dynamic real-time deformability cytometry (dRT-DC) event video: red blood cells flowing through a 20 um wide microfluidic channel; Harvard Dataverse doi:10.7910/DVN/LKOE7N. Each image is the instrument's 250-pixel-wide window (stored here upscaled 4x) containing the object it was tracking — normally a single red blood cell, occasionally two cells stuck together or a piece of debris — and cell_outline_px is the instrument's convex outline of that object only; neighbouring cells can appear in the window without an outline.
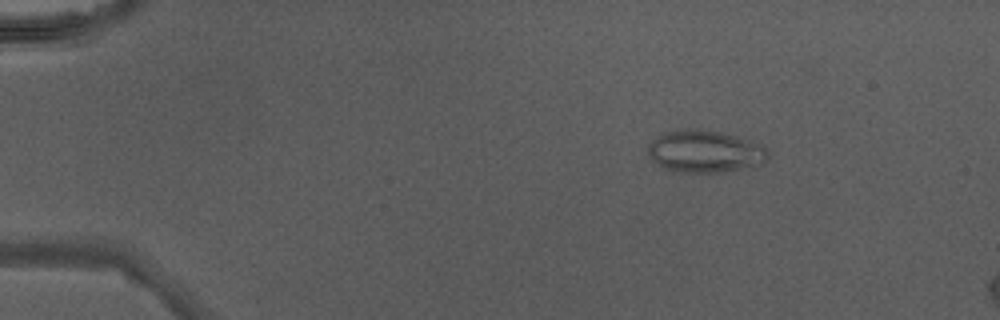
{"species": "Egyptian fruit bat (a non-hibernating species)", "species_latin": "Rousettus aegyptiacus", "temperature_condition": "warm", "stored_images_in_passage": 14, "camera_frame_rate_fps": 3000, "um_per_image_px": 0.085, "animal": {"sex": "male"}, "frame": {"image": 1, "passage_image": 8, "time_ms": 2.333, "image_size_px": [1000, 320], "cell_outline_px": [[768, 156], [764, 164], [724, 172], [672, 172], [664, 168], [652, 160], [648, 152], [648, 144], [656, 136], [668, 132], [684, 128], [700, 128], [720, 132], [736, 136], [760, 144], [768, 148]], "centroid_in_image_um": [59.92, 12.87], "position_along_channel_um": 25.1, "area_um2": 29.82}}